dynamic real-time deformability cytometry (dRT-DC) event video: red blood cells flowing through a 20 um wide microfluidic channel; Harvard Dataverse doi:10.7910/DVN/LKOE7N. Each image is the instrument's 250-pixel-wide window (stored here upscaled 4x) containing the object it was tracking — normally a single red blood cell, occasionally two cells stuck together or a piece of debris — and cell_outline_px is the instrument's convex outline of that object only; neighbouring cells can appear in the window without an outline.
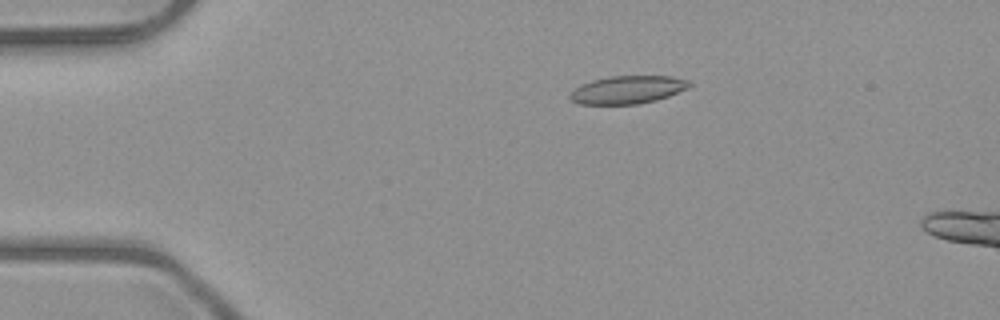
{"species": "common noctule bat (a hibernating species)", "species_latin": "Nyctalus noctula", "temperature_condition": "room temperature", "stored_images_in_passage": 15, "camera_frame_rate_fps": 3000, "um_per_image_px": 0.085, "animal": {"sex": "male", "body_mass_g": 23.1, "forearm_length_mm": 52.7}, "frame": {"image": 1, "passage_image": 11, "time_ms": 3.333, "image_size_px": [1000, 320], "cell_outline_px": [[692, 84], [688, 88], [668, 96], [656, 100], [636, 104], [580, 104], [572, 100], [568, 96], [576, 88], [592, 80], [612, 76], [672, 76], [688, 80]], "centroid_in_image_um": [53.38, 7.62], "position_along_channel_um": 31.6, "area_um2": 19.19}}